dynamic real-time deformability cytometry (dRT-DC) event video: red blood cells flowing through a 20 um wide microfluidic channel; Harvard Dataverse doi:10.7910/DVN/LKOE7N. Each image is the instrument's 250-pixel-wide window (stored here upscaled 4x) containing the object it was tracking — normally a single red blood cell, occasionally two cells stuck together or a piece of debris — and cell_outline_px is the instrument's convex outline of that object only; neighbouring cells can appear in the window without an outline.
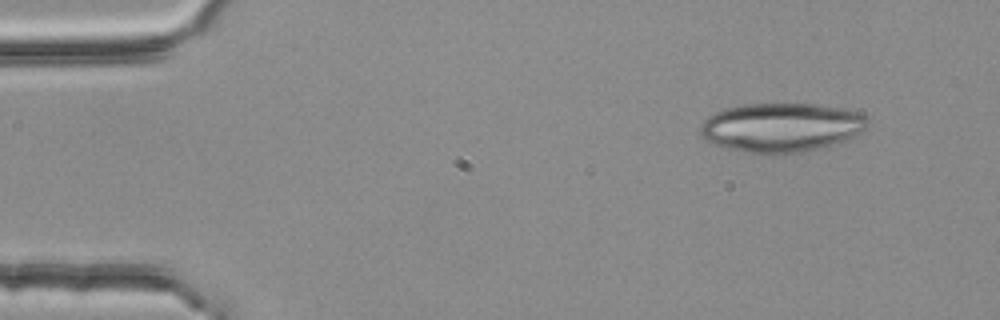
{"species": "common noctule bat (a hibernating species)", "species_latin": "Nyctalus noctula", "temperature_condition": "room temperature", "stored_images_in_passage": 3, "camera_frame_rate_fps": 3000, "um_per_image_px": 0.085, "animal": {"sex": "female", "body_mass_g": 25.1}, "frame": {"image": 1, "passage_image": 1, "time_ms": 0.0, "image_size_px": [1000, 320], "cell_outline_px": [[868, 128], [864, 132], [848, 140], [836, 144], [804, 152], [748, 152], [728, 148], [704, 140], [700, 136], [700, 128], [704, 120], [708, 116], [724, 108], [744, 104], [820, 104], [844, 108], [860, 112], [868, 120]], "centroid_in_image_um": [66.47, 10.81], "position_along_channel_um": 18.5, "area_um2": 47.97}}